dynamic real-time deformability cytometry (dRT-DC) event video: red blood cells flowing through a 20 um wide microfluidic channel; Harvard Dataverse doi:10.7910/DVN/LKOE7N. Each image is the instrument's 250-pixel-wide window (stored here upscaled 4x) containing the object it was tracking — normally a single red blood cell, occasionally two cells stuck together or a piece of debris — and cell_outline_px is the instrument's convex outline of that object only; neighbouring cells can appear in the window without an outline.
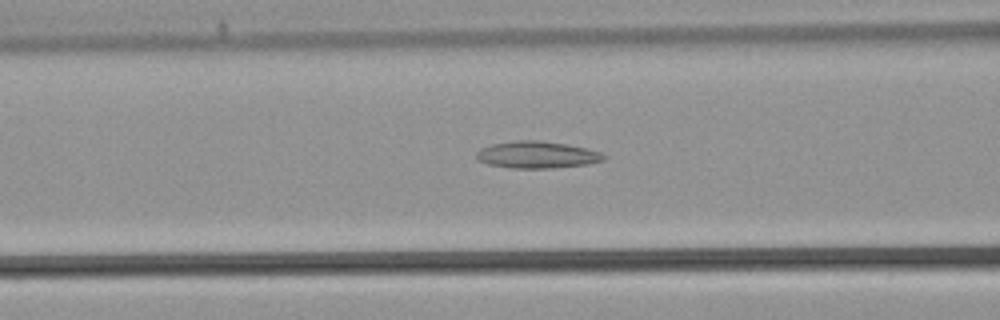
{"species": "common noctule bat (a hibernating species)", "species_latin": "Nyctalus noctula", "temperature_condition": "warm", "stored_images_in_passage": 32, "camera_frame_rate_fps": 3000, "um_per_image_px": 0.085, "animal": {"sex": "male", "body_mass_g": 21.5, "forearm_length_mm": 52.0}, "frame": {"image": 1, "passage_image": 15, "time_ms": 4.667, "image_size_px": [1000, 320], "cell_outline_px": [[604, 160], [588, 164], [552, 168], [512, 168], [488, 164], [480, 160], [476, 156], [476, 152], [480, 148], [492, 144], [516, 140], [540, 140], [568, 144], [588, 148], [600, 152], [604, 156]], "centroid_in_image_um": [45.65, 13.14], "position_along_channel_um": 121.0, "area_um2": 20.0}}
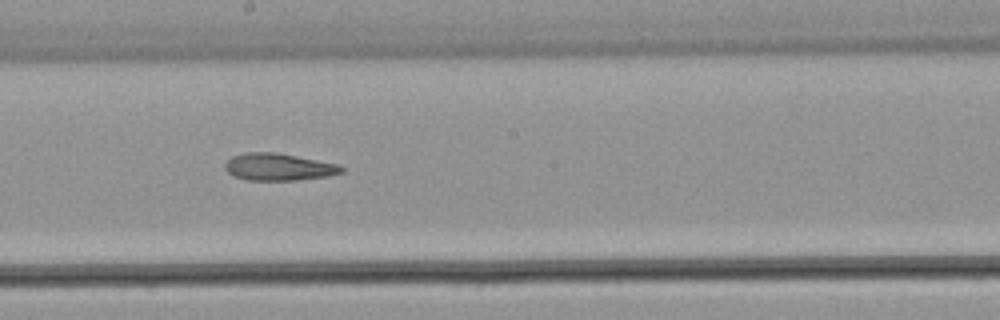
{"frame": {"image": 2, "passage_image": 21, "time_ms": 6.667, "image_size_px": [1000, 320], "cell_outline_px": [[344, 172], [328, 176], [296, 180], [244, 180], [232, 176], [224, 168], [224, 164], [232, 156], [244, 152], [276, 152], [336, 164], [344, 168]], "centroid_in_image_um": [23.62, 14.19], "position_along_channel_um": 224.6, "area_um2": 18.44}}
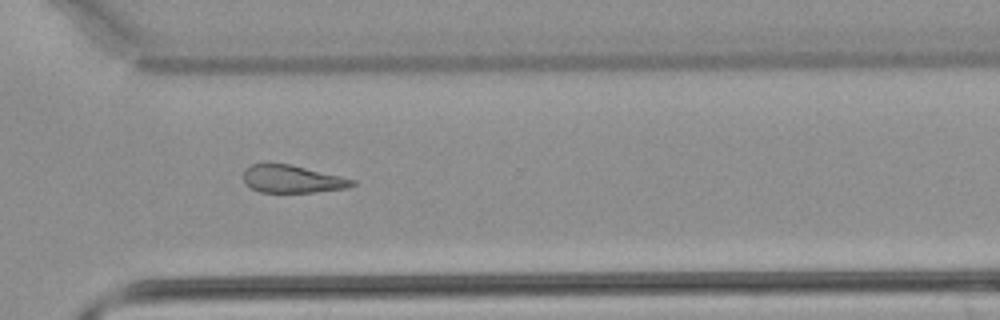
{"frame": {"image": 3, "passage_image": 28, "time_ms": 9.0, "image_size_px": [1000, 320], "cell_outline_px": [[356, 184], [348, 188], [316, 192], [260, 192], [244, 184], [244, 172], [252, 164], [292, 164], [356, 180]], "centroid_in_image_um": [24.88, 15.23], "position_along_channel_um": 345.7, "area_um2": 17.46}}